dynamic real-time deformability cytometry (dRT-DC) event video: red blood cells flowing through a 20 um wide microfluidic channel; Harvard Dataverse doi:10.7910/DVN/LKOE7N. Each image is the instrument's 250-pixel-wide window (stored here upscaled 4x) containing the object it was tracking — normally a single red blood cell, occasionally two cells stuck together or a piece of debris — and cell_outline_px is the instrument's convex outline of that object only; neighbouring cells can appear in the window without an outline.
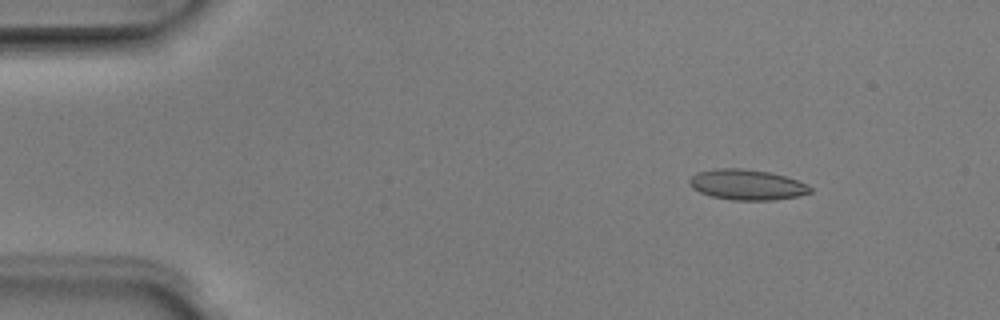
{"species": "Egyptian fruit bat (a non-hibernating species)", "species_latin": "Rousettus aegyptiacus", "temperature_condition": "room temperature", "stored_images_in_passage": 51, "camera_frame_rate_fps": 3000, "um_per_image_px": 0.085, "animal": {"sex": "male"}, "frame": {"image": 1, "passage_image": 7, "time_ms": 2.0, "image_size_px": [1000, 320], "cell_outline_px": [[812, 192], [800, 196], [772, 200], [732, 200], [712, 196], [700, 192], [692, 188], [688, 184], [688, 180], [696, 172], [716, 168], [744, 168], [768, 172], [784, 176], [808, 184], [812, 188]], "centroid_in_image_um": [63.48, 15.7], "position_along_channel_um": 21.5, "area_um2": 21.56}}
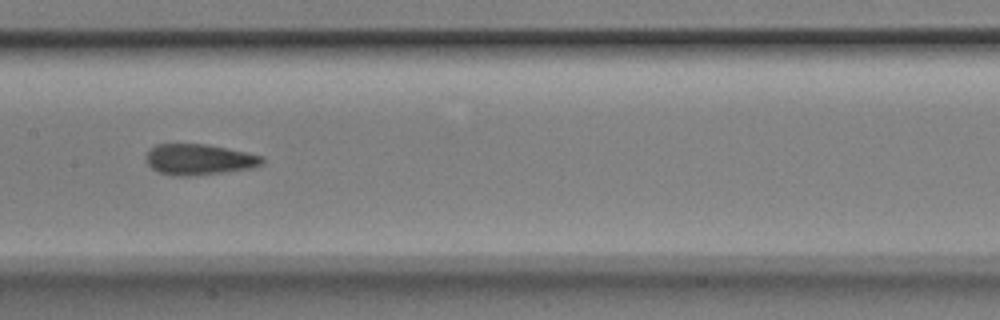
{"frame": {"image": 2, "passage_image": 26, "time_ms": 8.333, "image_size_px": [1000, 320], "cell_outline_px": [[264, 164], [252, 168], [196, 176], [172, 176], [156, 172], [144, 160], [144, 156], [156, 144], [208, 144], [248, 152], [264, 156]], "centroid_in_image_um": [16.93, 13.56], "position_along_channel_um": 190.5, "area_um2": 21.33}}
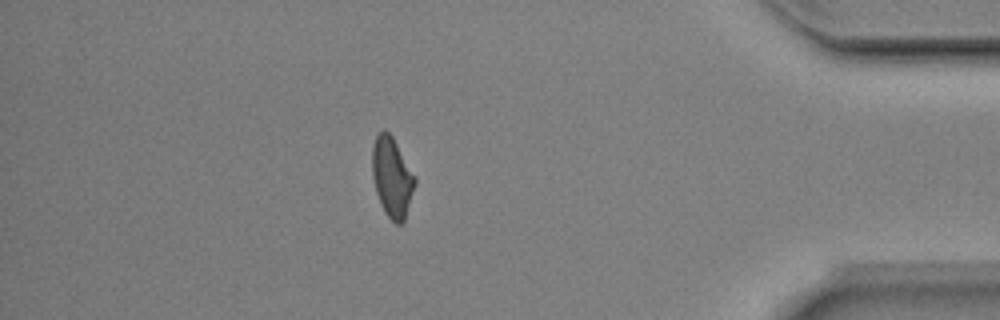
{"frame": {"image": 3, "passage_image": 45, "time_ms": 14.667, "image_size_px": [1000, 320], "cell_outline_px": [[416, 184], [404, 220], [400, 224], [396, 224], [384, 212], [376, 192], [372, 176], [372, 144], [376, 136], [384, 128], [392, 136], [416, 176]], "centroid_in_image_um": [33.32, 15.04], "position_along_channel_um": 401.9, "area_um2": 19.94}, "authors_computed_cell_mechanics": {"area_um2": 20.7502, "velocity_mm_per_s": 3.969, "shape_relaxation_time_tau1_ms": null, "shape_relaxation_time_tau2_ms": 2.131, "deformation_change_tau1": null, "deformation_change_tau2": 0.0558}}